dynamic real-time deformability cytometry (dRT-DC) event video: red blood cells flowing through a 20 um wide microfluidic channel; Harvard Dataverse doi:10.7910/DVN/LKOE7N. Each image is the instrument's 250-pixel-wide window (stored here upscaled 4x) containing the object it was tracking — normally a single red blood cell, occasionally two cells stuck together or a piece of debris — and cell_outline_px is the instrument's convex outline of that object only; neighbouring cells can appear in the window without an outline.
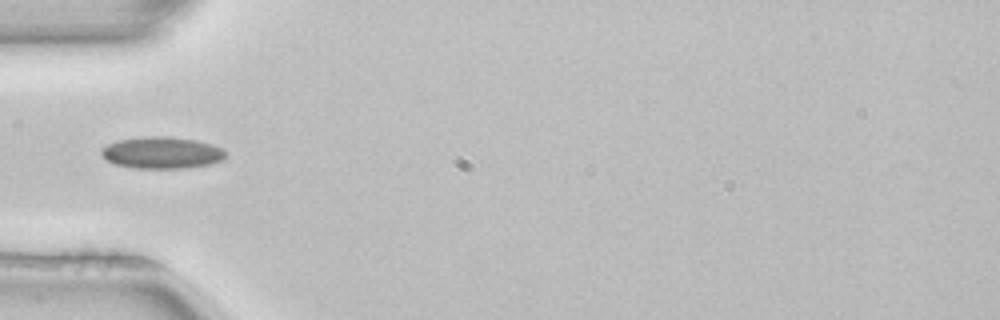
{"species": "common noctule bat (a hibernating species)", "species_latin": "Nyctalus noctula", "temperature_condition": "room temperature", "stored_images_in_passage": 3, "camera_frame_rate_fps": 3000, "um_per_image_px": 0.085, "animal": {"sex": "female", "body_mass_g": 22.7, "forearm_length_mm": 54.2}, "frame": {"image": 1, "passage_image": 3, "time_ms": 0.667, "image_size_px": [1000, 320], "cell_outline_px": [[224, 160], [212, 164], [188, 168], [132, 168], [116, 164], [108, 160], [100, 152], [100, 148], [116, 140], [140, 136], [164, 136], [196, 140], [212, 144], [220, 148], [224, 152]], "centroid_in_image_um": [13.74, 12.98], "position_along_channel_um": 71.3, "area_um2": 23.12}}